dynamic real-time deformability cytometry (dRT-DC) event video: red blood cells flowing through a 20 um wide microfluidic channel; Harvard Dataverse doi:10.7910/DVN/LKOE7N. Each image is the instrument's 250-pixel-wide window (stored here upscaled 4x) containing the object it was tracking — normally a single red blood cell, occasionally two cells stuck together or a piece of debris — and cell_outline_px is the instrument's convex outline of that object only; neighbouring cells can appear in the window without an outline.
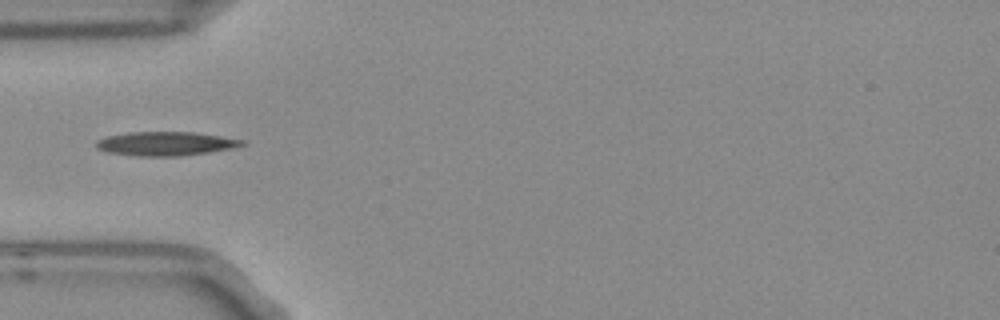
{"species": "Egyptian fruit bat (a non-hibernating species)", "species_latin": "Rousettus aegyptiacus", "temperature_condition": "room temperature", "stored_images_in_passage": 4, "camera_frame_rate_fps": 3000, "um_per_image_px": 0.085, "frame": {"image": 1, "passage_image": 4, "time_ms": 1.0, "image_size_px": [1000, 320], "cell_outline_px": [[244, 144], [232, 148], [208, 152], [180, 156], [140, 156], [108, 152], [96, 148], [96, 140], [108, 136], [128, 132], [192, 132], [220, 136], [244, 140]], "centroid_in_image_um": [14.05, 12.21], "position_along_channel_um": 71.0, "area_um2": 20.11}}